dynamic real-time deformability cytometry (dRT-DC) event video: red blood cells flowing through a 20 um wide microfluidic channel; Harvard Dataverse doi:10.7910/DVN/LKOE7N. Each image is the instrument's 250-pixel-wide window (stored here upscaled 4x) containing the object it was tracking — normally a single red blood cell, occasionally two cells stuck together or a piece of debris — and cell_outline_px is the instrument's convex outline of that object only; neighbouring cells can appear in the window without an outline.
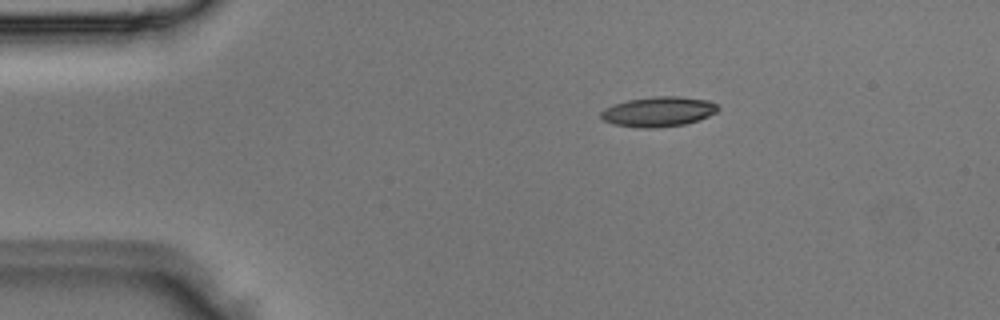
{"species": "Egyptian fruit bat (a non-hibernating species)", "species_latin": "Rousettus aegyptiacus", "temperature_condition": "room temperature", "stored_images_in_passage": 2, "camera_frame_rate_fps": 3000, "um_per_image_px": 0.085, "animal": {"sex": "male"}, "frame": {"image": 1, "passage_image": 2, "time_ms": 0.333, "image_size_px": [1000, 320], "cell_outline_px": [[720, 108], [716, 112], [700, 120], [684, 124], [656, 128], [640, 128], [612, 124], [604, 120], [600, 116], [600, 112], [604, 108], [628, 100], [652, 96], [680, 96], [708, 100], [716, 104]], "centroid_in_image_um": [55.97, 9.49], "position_along_channel_um": 29.0, "area_um2": 20.52}}